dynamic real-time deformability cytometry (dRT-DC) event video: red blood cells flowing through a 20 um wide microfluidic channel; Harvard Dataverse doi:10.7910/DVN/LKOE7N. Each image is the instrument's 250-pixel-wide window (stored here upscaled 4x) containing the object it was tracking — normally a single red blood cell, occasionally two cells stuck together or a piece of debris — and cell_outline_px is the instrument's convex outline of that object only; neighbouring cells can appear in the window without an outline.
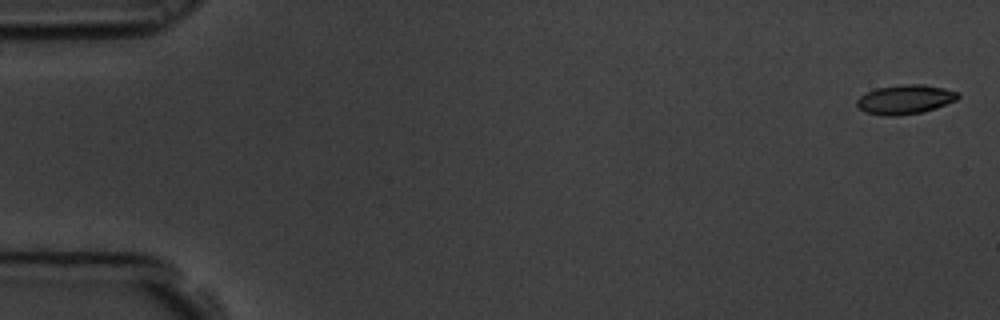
{"species": "common noctule bat (a hibernating species)", "species_latin": "Nyctalus noctula", "temperature_condition": "room temperature", "stored_images_in_passage": 9, "camera_frame_rate_fps": 3000, "um_per_image_px": 0.085, "animal": {"sex": "male", "body_mass_g": 19.5, "forearm_length_mm": 54.6}, "frame": {"image": 1, "passage_image": 1, "time_ms": 0.0, "image_size_px": [1000, 320], "cell_outline_px": [[960, 96], [956, 100], [936, 108], [920, 112], [896, 116], [884, 116], [864, 112], [856, 104], [856, 100], [860, 96], [876, 88], [904, 84], [924, 84], [944, 88], [960, 92]], "centroid_in_image_um": [76.94, 8.45], "position_along_channel_um": 8.1, "area_um2": 17.28}}
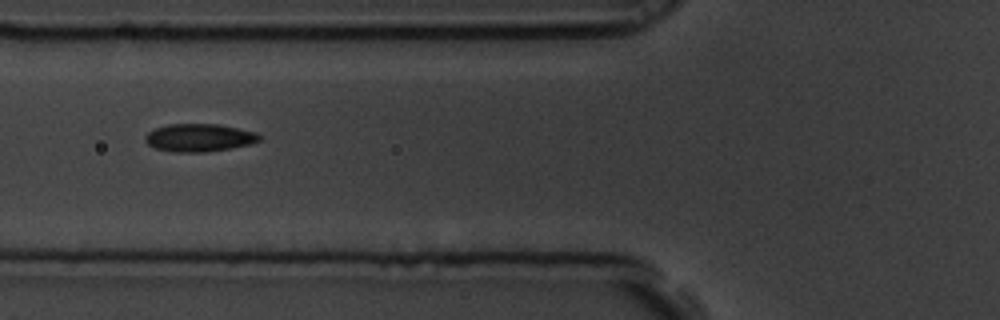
{"frame": {"image": 2, "passage_image": 7, "time_ms": 2.0, "image_size_px": [1000, 320], "cell_outline_px": [[260, 140], [248, 144], [228, 148], [204, 152], [176, 152], [156, 148], [148, 144], [144, 140], [144, 136], [148, 132], [156, 128], [168, 124], [220, 124], [256, 132], [260, 136]], "centroid_in_image_um": [16.9, 11.69], "position_along_channel_um": 108.9, "area_um2": 18.32}}
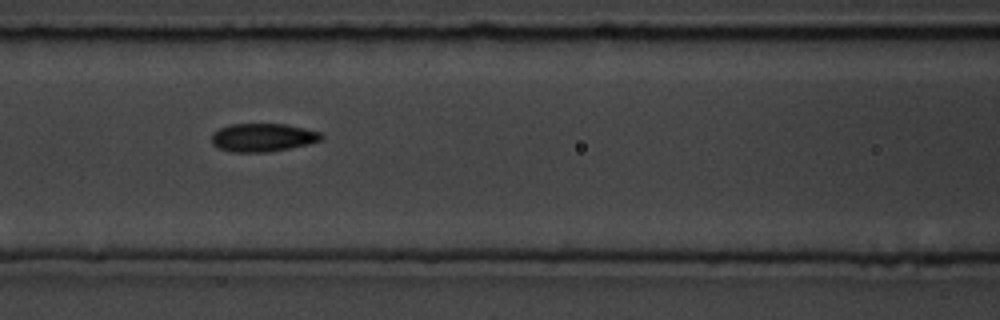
{"frame": {"image": 3, "passage_image": 8, "time_ms": 2.333, "image_size_px": [1000, 320], "cell_outline_px": [[324, 140], [308, 144], [288, 148], [264, 152], [232, 152], [220, 148], [212, 144], [212, 132], [228, 124], [284, 124], [304, 128], [320, 132], [324, 136]], "centroid_in_image_um": [22.34, 11.68], "position_along_channel_um": 144.3, "area_um2": 18.03}}